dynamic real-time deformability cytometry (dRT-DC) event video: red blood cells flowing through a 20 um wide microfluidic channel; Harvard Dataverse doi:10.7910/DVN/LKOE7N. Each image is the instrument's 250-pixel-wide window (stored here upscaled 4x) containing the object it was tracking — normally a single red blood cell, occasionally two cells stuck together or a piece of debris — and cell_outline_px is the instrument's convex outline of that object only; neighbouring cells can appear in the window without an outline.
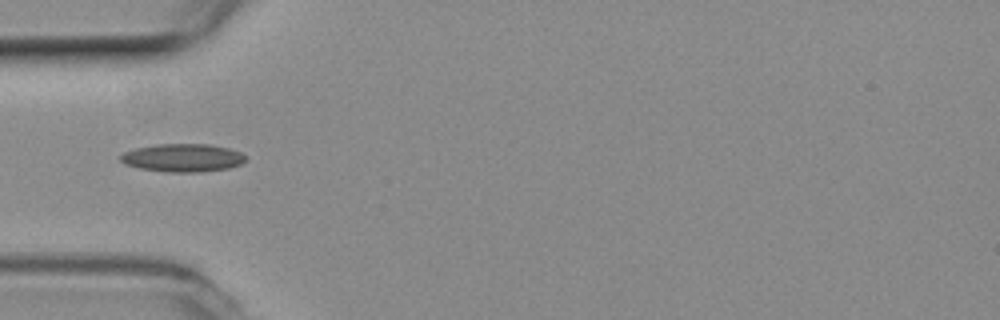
{"species": "common noctule bat (a hibernating species)", "species_latin": "Nyctalus noctula", "temperature_condition": "room temperature", "stored_images_in_passage": 4, "camera_frame_rate_fps": 3000, "um_per_image_px": 0.085, "animal": {"sex": "female", "body_mass_g": 19.3, "forearm_length_mm": 54.1}, "frame": {"image": 1, "passage_image": 2, "time_ms": 0.333, "image_size_px": [1000, 320], "cell_outline_px": [[248, 160], [240, 164], [228, 168], [200, 172], [168, 172], [140, 168], [124, 164], [120, 160], [120, 156], [124, 152], [136, 148], [156, 144], [208, 144], [228, 148], [240, 152], [248, 156]], "centroid_in_image_um": [15.56, 13.41], "position_along_channel_um": 69.4, "area_um2": 20.52}}
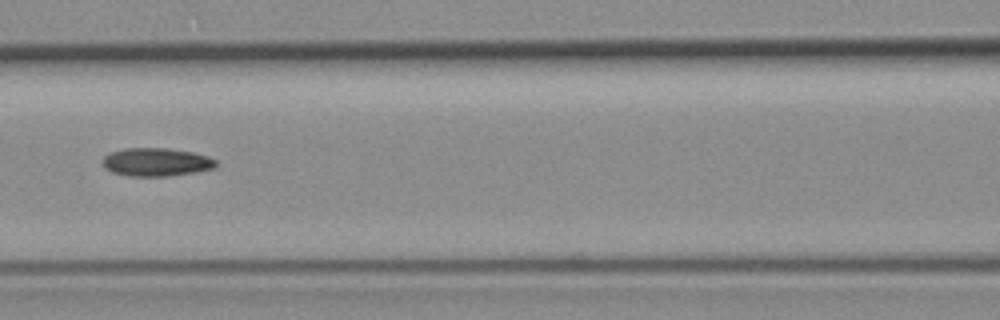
{"frame": {"image": 2, "passage_image": 4, "time_ms": 1.0, "image_size_px": [1000, 320], "cell_outline_px": [[216, 168], [196, 172], [168, 176], [128, 176], [112, 172], [104, 168], [104, 156], [108, 152], [124, 148], [168, 148], [192, 152], [208, 156], [216, 160]], "centroid_in_image_um": [13.28, 13.77], "position_along_channel_um": 153.3, "area_um2": 18.79}}